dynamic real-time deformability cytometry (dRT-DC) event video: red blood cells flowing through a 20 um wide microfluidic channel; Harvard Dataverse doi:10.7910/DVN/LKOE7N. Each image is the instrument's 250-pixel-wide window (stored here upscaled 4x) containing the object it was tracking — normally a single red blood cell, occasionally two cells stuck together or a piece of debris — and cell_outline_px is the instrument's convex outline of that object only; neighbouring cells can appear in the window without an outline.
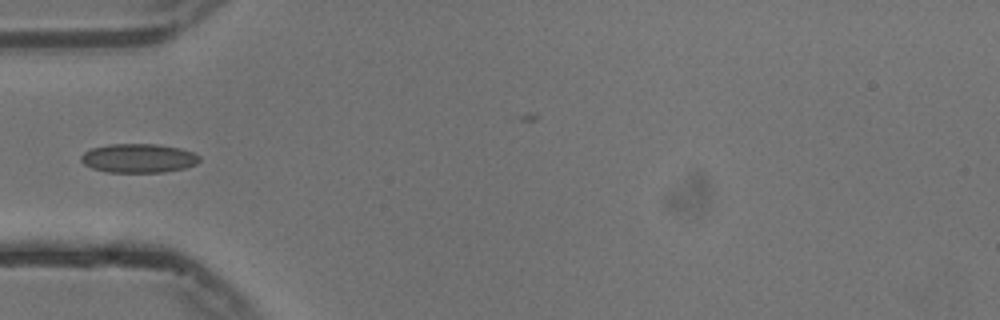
{"species": "common noctule bat (a hibernating species)", "species_latin": "Nyctalus noctula", "temperature_condition": "cold", "stored_images_in_passage": 28, "camera_frame_rate_fps": 3000, "um_per_image_px": 0.085, "animal": {"sex": "male", "body_mass_g": 13.3}, "frame": {"image": 1, "passage_image": 1, "time_ms": 0.0, "image_size_px": [1000, 320], "cell_outline_px": [[200, 160], [196, 164], [184, 168], [164, 172], [108, 172], [92, 168], [84, 164], [80, 160], [80, 156], [84, 152], [92, 148], [108, 144], [156, 144], [180, 148], [192, 152], [200, 156]], "centroid_in_image_um": [11.76, 13.44], "position_along_channel_um": 73.2, "area_um2": 20.0}}
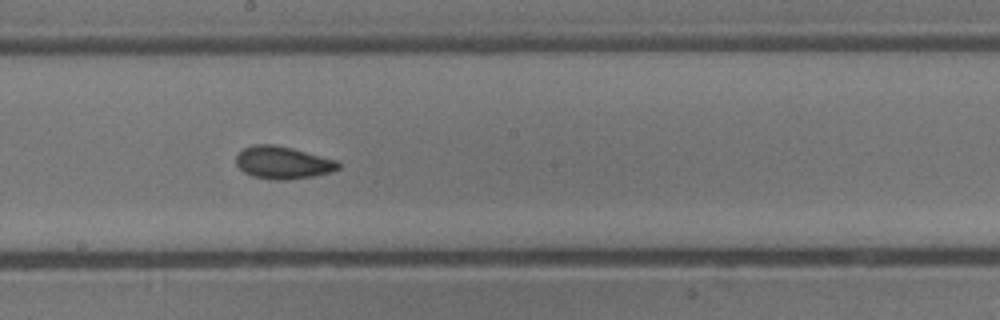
{"frame": {"image": 2, "passage_image": 13, "time_ms": 4.0, "image_size_px": [1000, 320], "cell_outline_px": [[340, 168], [332, 172], [312, 176], [288, 180], [272, 180], [252, 176], [244, 172], [236, 164], [236, 156], [244, 148], [252, 144], [272, 144], [292, 148], [336, 160], [340, 164]], "centroid_in_image_um": [24.03, 13.83], "position_along_channel_um": 224.2, "area_um2": 19.36}}
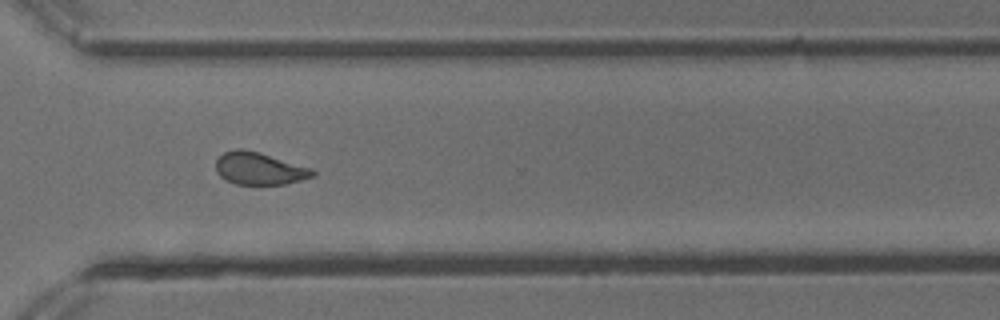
{"frame": {"image": 3, "passage_image": 23, "time_ms": 7.333, "image_size_px": [1000, 320], "cell_outline_px": [[316, 172], [312, 176], [300, 180], [284, 184], [236, 184], [220, 176], [216, 172], [216, 160], [224, 152], [236, 148], [244, 148], [260, 152], [312, 168]], "centroid_in_image_um": [22.03, 14.3], "position_along_channel_um": 348.6, "area_um2": 18.21}}